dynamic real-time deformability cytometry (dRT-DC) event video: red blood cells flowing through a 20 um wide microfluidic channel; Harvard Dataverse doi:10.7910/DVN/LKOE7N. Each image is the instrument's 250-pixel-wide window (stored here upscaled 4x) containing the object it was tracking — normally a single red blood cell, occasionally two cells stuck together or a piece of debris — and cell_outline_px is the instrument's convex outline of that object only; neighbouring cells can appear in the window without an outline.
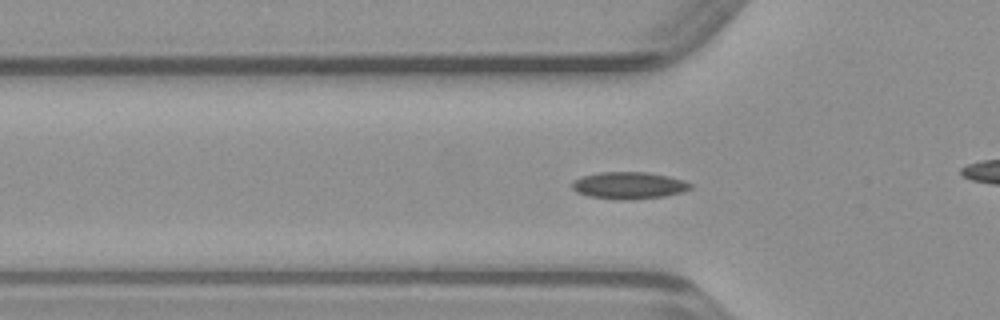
{"species": "common noctule bat (a hibernating species)", "species_latin": "Nyctalus noctula", "temperature_condition": "warm", "stored_images_in_passage": 47, "camera_frame_rate_fps": 3000, "um_per_image_px": 0.085, "animal": {"sex": "male", "body_mass_g": 23.1, "forearm_length_mm": 52.7}, "frame": {"image": 1, "passage_image": 13, "time_ms": 4.0, "image_size_px": [1000, 320], "cell_outline_px": [[692, 188], [684, 192], [664, 196], [624, 200], [620, 200], [588, 196], [576, 192], [572, 188], [572, 184], [576, 180], [584, 176], [600, 172], [648, 172], [668, 176], [684, 180], [692, 184]], "centroid_in_image_um": [53.49, 15.76], "position_along_channel_um": 72.3, "area_um2": 18.55}}
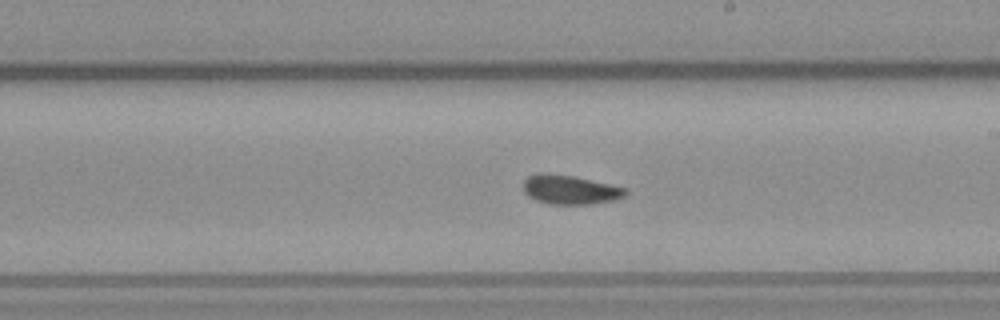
{"frame": {"image": 2, "passage_image": 25, "time_ms": 8.0, "image_size_px": [1000, 320], "cell_outline_px": [[628, 192], [624, 196], [612, 200], [592, 204], [548, 204], [536, 200], [528, 196], [524, 192], [524, 180], [528, 176], [540, 172], [572, 176], [628, 188]], "centroid_in_image_um": [48.44, 16.12], "position_along_channel_um": 240.6, "area_um2": 17.28}}
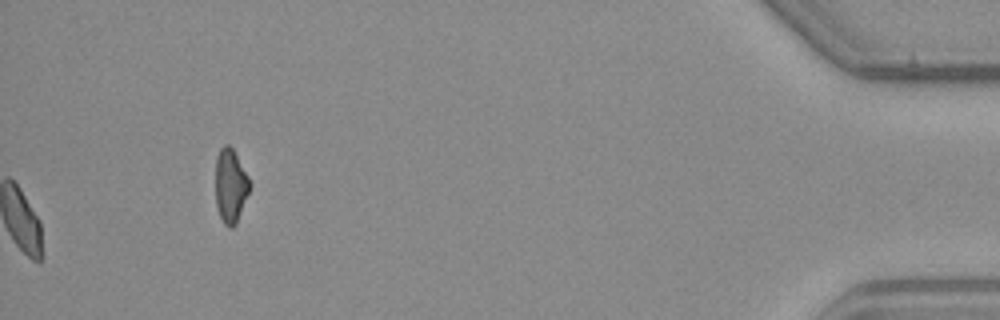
{"frame": {"image": 3, "passage_image": 47, "time_ms": 15.333, "image_size_px": [1000, 320], "cell_outline_px": [[252, 184], [236, 224], [232, 228], [228, 228], [224, 224], [216, 208], [216, 156], [220, 148], [224, 144], [228, 144], [232, 148], [248, 176]], "centroid_in_image_um": [19.59, 15.8], "position_along_channel_um": 415.6, "area_um2": 14.8}}